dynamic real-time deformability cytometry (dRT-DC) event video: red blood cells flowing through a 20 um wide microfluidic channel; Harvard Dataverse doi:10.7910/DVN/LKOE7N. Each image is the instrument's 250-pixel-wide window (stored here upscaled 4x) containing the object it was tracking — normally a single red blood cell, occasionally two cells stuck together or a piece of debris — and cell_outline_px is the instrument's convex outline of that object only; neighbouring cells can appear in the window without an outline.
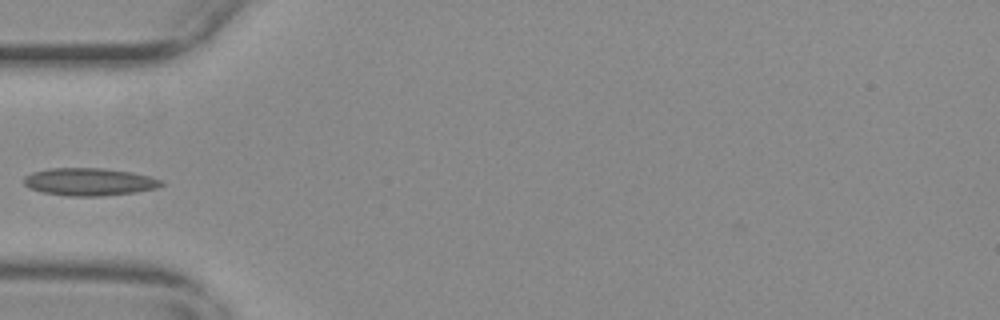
{"species": "common noctule bat (a hibernating species)", "species_latin": "Nyctalus noctula", "temperature_condition": "warm", "stored_images_in_passage": 38, "camera_frame_rate_fps": 3000, "um_per_image_px": 0.085, "animal": {"sex": "female", "body_mass_g": 29.2, "forearm_length_mm": 56.3}, "frame": {"image": 1, "passage_image": 1, "time_ms": 0.0, "image_size_px": [1000, 320], "cell_outline_px": [[164, 184], [156, 188], [136, 192], [100, 196], [68, 196], [44, 192], [28, 188], [24, 184], [24, 176], [32, 172], [48, 168], [104, 168], [132, 172], [164, 180]], "centroid_in_image_um": [7.59, 15.45], "position_along_channel_um": 77.4, "area_um2": 22.2}}
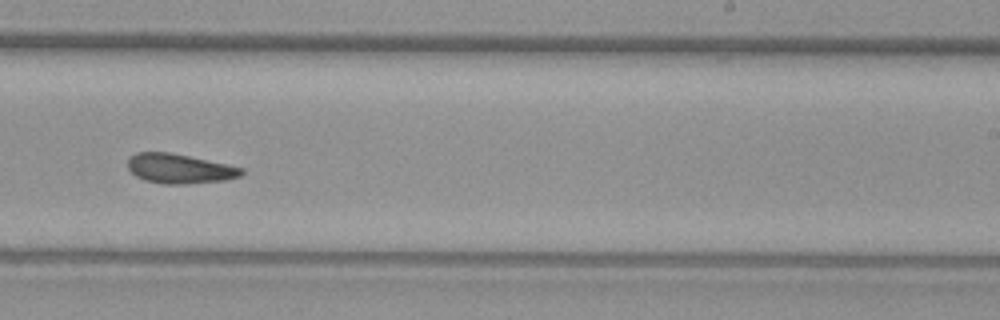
{"frame": {"image": 2, "passage_image": 17, "time_ms": 5.333, "image_size_px": [1000, 320], "cell_outline_px": [[244, 172], [240, 176], [224, 180], [188, 184], [164, 184], [144, 180], [136, 176], [128, 168], [128, 156], [136, 152], [168, 152], [208, 160], [244, 168]], "centroid_in_image_um": [15.23, 14.33], "position_along_channel_um": 273.8, "area_um2": 19.59}}
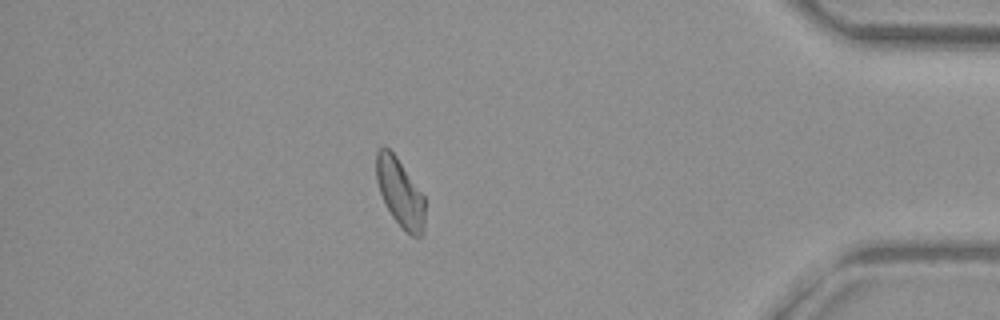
{"frame": {"image": 3, "passage_image": 31, "time_ms": 10.0, "image_size_px": [1000, 320], "cell_outline_px": [[424, 228], [420, 236], [412, 236], [392, 216], [380, 192], [376, 180], [376, 152], [384, 144], [396, 156], [424, 196]], "centroid_in_image_um": [33.99, 16.33], "position_along_channel_um": 401.2, "area_um2": 18.9}}